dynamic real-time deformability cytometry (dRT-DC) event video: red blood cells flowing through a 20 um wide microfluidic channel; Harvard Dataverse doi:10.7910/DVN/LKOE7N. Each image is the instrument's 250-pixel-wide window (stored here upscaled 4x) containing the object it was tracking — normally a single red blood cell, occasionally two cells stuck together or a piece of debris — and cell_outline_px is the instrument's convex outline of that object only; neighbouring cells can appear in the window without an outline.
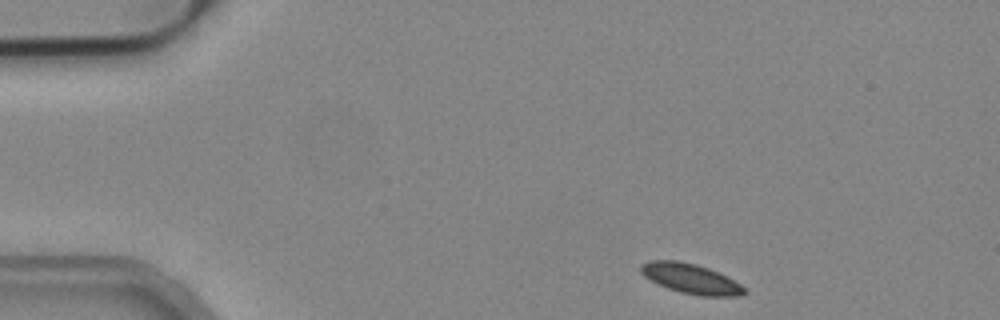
{"species": "common noctule bat (a hibernating species)", "species_latin": "Nyctalus noctula", "temperature_condition": "cold", "stored_images_in_passage": 46, "camera_frame_rate_fps": 3000, "um_per_image_px": 0.085, "animal": {"sex": "male", "body_mass_g": 19.2, "forearm_length_mm": 51.8}, "frame": {"image": 1, "passage_image": 1, "time_ms": 0.0, "image_size_px": [1000, 320], "cell_outline_px": [[748, 292], [740, 296], [700, 296], [680, 292], [668, 288], [644, 276], [640, 272], [640, 264], [648, 260], [676, 260], [696, 264], [708, 268], [740, 284]], "centroid_in_image_um": [58.69, 23.68], "position_along_channel_um": 26.3, "area_um2": 17.86}}
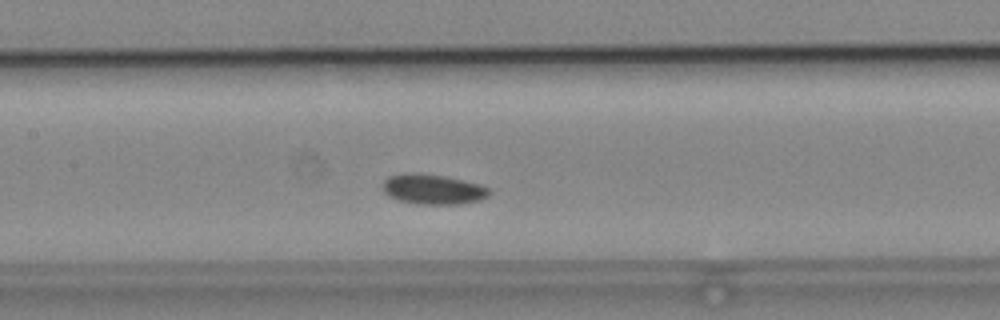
{"frame": {"image": 2, "passage_image": 18, "time_ms": 5.667, "image_size_px": [1000, 320], "cell_outline_px": [[492, 192], [488, 196], [480, 200], [460, 204], [416, 204], [400, 200], [388, 196], [384, 192], [384, 180], [388, 176], [408, 172], [416, 172], [444, 176], [464, 180], [480, 184], [492, 188]], "centroid_in_image_um": [36.84, 16.08], "position_along_channel_um": 170.6, "area_um2": 18.9}}
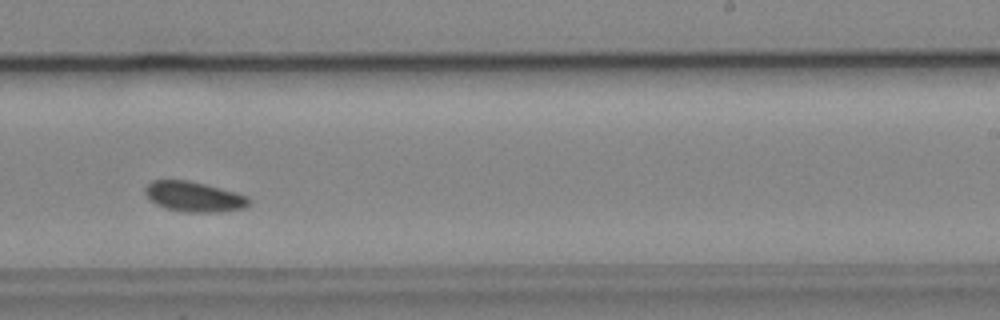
{"frame": {"image": 3, "passage_image": 26, "time_ms": 8.333, "image_size_px": [1000, 320], "cell_outline_px": [[248, 204], [244, 208], [216, 212], [188, 212], [168, 208], [156, 204], [144, 192], [144, 188], [152, 180], [188, 180], [204, 184], [248, 196]], "centroid_in_image_um": [16.46, 16.71], "position_along_channel_um": 272.5, "area_um2": 17.8}}